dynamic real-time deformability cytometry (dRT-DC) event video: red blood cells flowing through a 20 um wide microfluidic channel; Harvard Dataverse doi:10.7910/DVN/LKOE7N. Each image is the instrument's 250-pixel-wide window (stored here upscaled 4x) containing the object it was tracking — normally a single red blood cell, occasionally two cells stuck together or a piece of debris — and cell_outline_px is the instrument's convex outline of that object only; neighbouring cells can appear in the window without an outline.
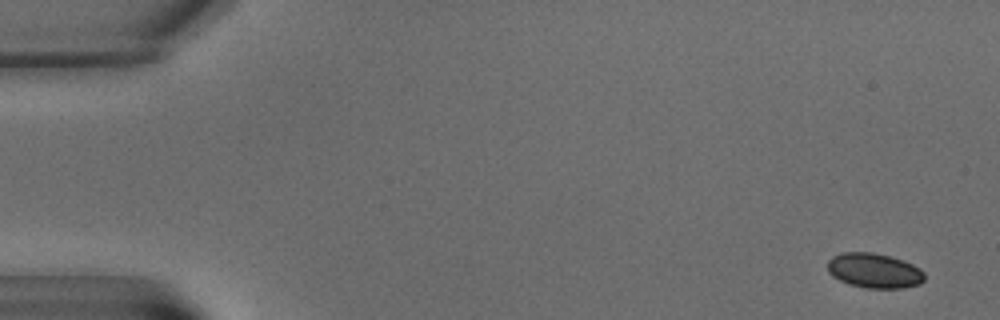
{"species": "common noctule bat (a hibernating species)", "species_latin": "Nyctalus noctula", "temperature_condition": "warm", "stored_images_in_passage": 9, "camera_frame_rate_fps": 3000, "um_per_image_px": 0.085, "animal": {"sex": "male", "body_mass_g": 15.6}, "frame": {"image": 1, "passage_image": 1, "time_ms": 0.0, "image_size_px": [1000, 320], "cell_outline_px": [[924, 280], [920, 284], [904, 288], [868, 288], [848, 284], [832, 276], [828, 272], [828, 260], [832, 256], [840, 252], [872, 252], [888, 256], [912, 264], [920, 268], [924, 272]], "centroid_in_image_um": [74.29, 23.0], "position_along_channel_um": 10.7, "area_um2": 19.71}}
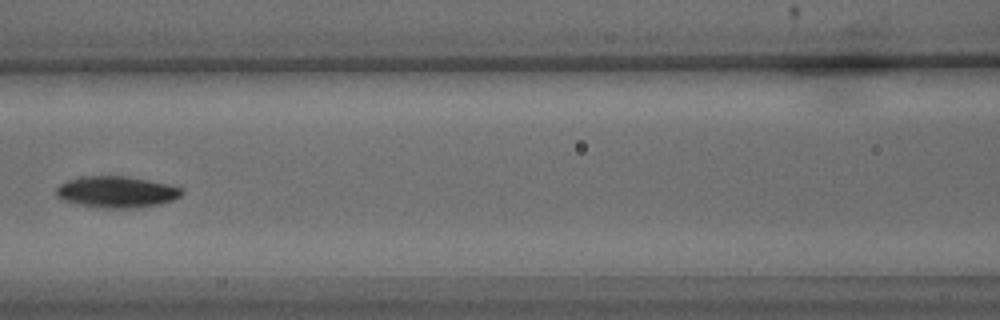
{"frame": {"image": 2, "passage_image": 9, "time_ms": 10.0, "image_size_px": [1000, 320], "cell_outline_px": [[184, 192], [180, 196], [172, 200], [160, 204], [136, 208], [96, 208], [76, 204], [64, 200], [56, 196], [56, 188], [60, 184], [68, 180], [80, 176], [124, 176], [148, 180], [168, 184], [184, 188]], "centroid_in_image_um": [9.9, 16.32], "position_along_channel_um": 156.7, "area_um2": 23.18}}